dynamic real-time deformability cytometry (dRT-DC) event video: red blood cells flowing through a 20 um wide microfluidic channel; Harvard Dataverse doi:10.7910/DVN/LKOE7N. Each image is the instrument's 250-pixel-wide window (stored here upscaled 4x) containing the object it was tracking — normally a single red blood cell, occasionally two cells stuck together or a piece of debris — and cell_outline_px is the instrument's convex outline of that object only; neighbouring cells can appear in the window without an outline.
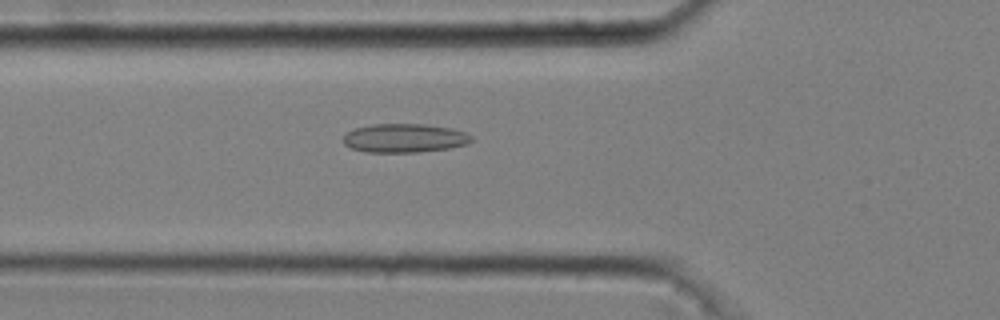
{"species": "common noctule bat (a hibernating species)", "species_latin": "Nyctalus noctula", "temperature_condition": "cold", "stored_images_in_passage": 35, "camera_frame_rate_fps": 3000, "um_per_image_px": 0.085, "animal": {"sex": "male", "body_mass_g": 20.4}, "frame": {"image": 1, "passage_image": 5, "time_ms": 1.333, "image_size_px": [1000, 320], "cell_outline_px": [[472, 140], [468, 144], [448, 148], [416, 152], [364, 152], [352, 148], [344, 144], [344, 136], [348, 132], [356, 128], [372, 124], [424, 124], [452, 128], [464, 132], [472, 136]], "centroid_in_image_um": [34.39, 11.74], "position_along_channel_um": 91.4, "area_um2": 21.39}}
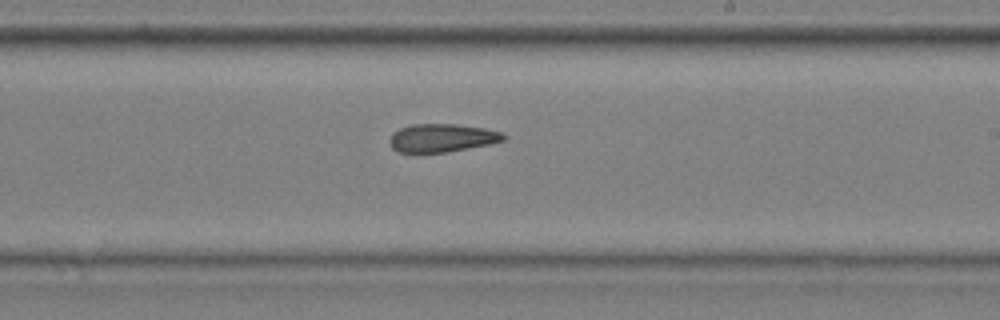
{"frame": {"image": 2, "passage_image": 18, "time_ms": 5.667, "image_size_px": [1000, 320], "cell_outline_px": [[508, 136], [504, 140], [488, 144], [448, 152], [400, 152], [392, 148], [388, 140], [392, 132], [400, 128], [412, 124], [456, 124], [484, 128], [500, 132]], "centroid_in_image_um": [37.54, 11.71], "position_along_channel_um": 251.5, "area_um2": 18.67}}
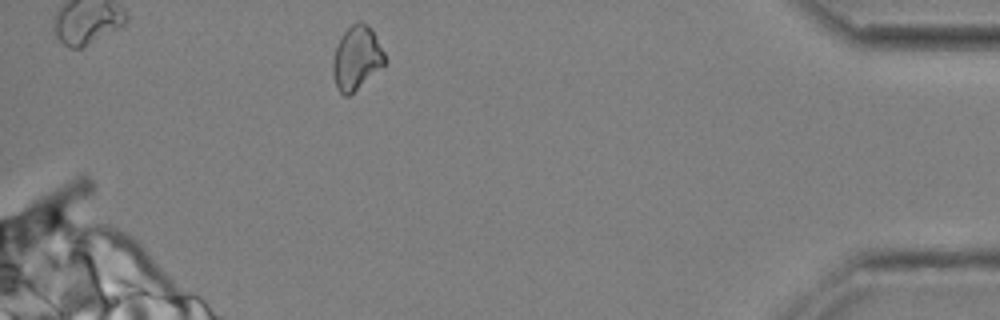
{"frame": {"image": 3, "passage_image": 34, "time_ms": 11.0, "image_size_px": [1000, 320], "cell_outline_px": [[388, 60], [384, 64], [348, 96], [344, 96], [340, 92], [336, 84], [332, 72], [332, 60], [340, 36], [356, 20], [360, 20], [368, 24], [372, 28]], "centroid_in_image_um": [30.31, 4.87], "position_along_channel_um": 404.9, "area_um2": 19.19}}